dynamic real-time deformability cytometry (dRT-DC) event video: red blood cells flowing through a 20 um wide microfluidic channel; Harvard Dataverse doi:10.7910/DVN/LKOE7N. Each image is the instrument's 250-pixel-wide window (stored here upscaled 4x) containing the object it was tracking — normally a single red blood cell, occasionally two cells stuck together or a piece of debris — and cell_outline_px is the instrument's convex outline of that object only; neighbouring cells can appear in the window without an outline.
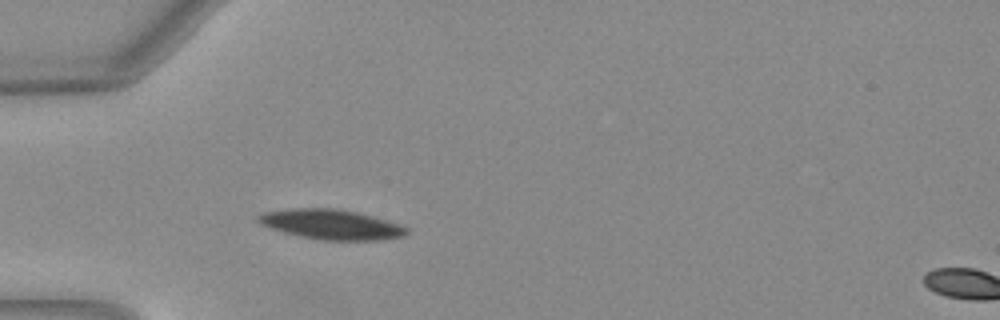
{"species": "Egyptian fruit bat (a non-hibernating species)", "species_latin": "Rousettus aegyptiacus", "temperature_condition": "warm", "stored_images_in_passage": 18, "camera_frame_rate_fps": 3000, "um_per_image_px": 0.085, "animal": {"sex": "female"}, "frame": {"image": 1, "passage_image": 15, "time_ms": 4.667, "image_size_px": [1000, 320], "cell_outline_px": [[408, 232], [404, 236], [380, 240], [320, 240], [300, 236], [284, 232], [260, 224], [256, 220], [256, 216], [264, 212], [292, 208], [336, 208], [356, 212], [400, 224], [408, 228]], "centroid_in_image_um": [28.14, 19.07], "position_along_channel_um": 56.9, "area_um2": 25.78}}